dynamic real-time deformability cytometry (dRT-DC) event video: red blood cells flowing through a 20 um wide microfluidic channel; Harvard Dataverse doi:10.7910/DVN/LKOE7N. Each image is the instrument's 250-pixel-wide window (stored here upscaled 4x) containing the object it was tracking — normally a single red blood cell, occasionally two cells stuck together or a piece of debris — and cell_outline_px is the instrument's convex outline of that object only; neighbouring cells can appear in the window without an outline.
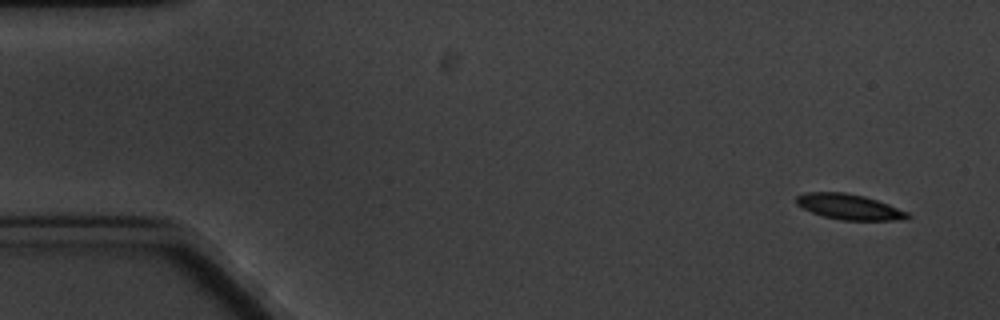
{"species": "common noctule bat (a hibernating species)", "species_latin": "Nyctalus noctula", "temperature_condition": "cold", "stored_images_in_passage": 5, "camera_frame_rate_fps": 3000, "um_per_image_px": 0.085, "animal": {"sex": "male", "body_mass_g": 20.1, "forearm_length_mm": 53.5}, "frame": {"image": 1, "passage_image": 1, "time_ms": 0.0, "image_size_px": [1000, 320], "cell_outline_px": [[912, 216], [892, 220], [840, 220], [824, 216], [812, 212], [796, 204], [796, 196], [804, 192], [844, 192], [864, 196], [888, 204], [908, 212]], "centroid_in_image_um": [72.14, 17.57], "position_along_channel_um": 12.9, "area_um2": 16.3}}
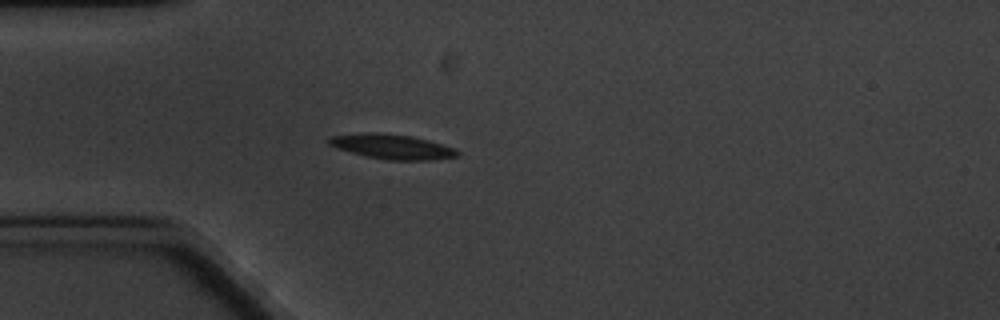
{"frame": {"image": 2, "passage_image": 5, "time_ms": 4.333, "image_size_px": [1000, 320], "cell_outline_px": [[460, 156], [432, 160], [388, 160], [364, 156], [336, 148], [328, 144], [328, 140], [332, 136], [368, 132], [376, 132], [412, 136], [428, 140], [456, 148], [460, 152]], "centroid_in_image_um": [33.36, 12.47], "position_along_channel_um": 51.6, "area_um2": 18.67}}